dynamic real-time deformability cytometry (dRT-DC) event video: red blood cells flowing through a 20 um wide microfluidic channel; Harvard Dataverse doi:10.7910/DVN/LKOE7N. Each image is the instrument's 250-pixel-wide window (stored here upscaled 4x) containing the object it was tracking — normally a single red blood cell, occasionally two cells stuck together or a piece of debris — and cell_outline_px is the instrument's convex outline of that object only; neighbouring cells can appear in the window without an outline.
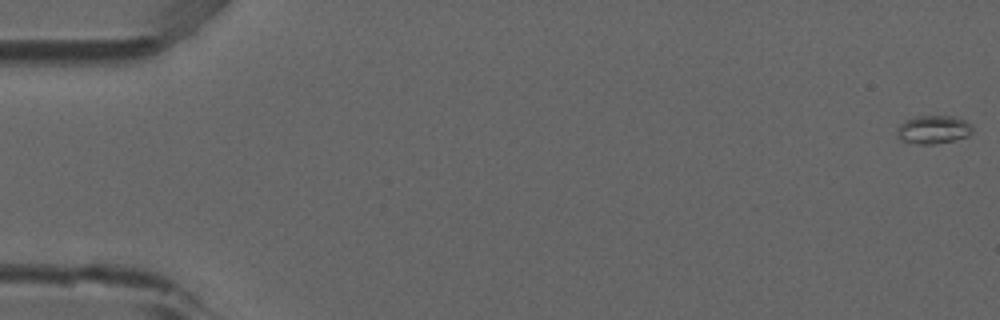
{"species": "common noctule bat (a hibernating species)", "species_latin": "Nyctalus noctula", "temperature_condition": "room temperature", "stored_images_in_passage": 5, "camera_frame_rate_fps": 3000, "um_per_image_px": 0.085, "animal": {"sex": "male", "forearm_length_mm": 52.5}, "frame": {"image": 1, "passage_image": 1, "time_ms": 0.0, "image_size_px": [1000, 320], "cell_outline_px": [[972, 132], [968, 136], [956, 140], [936, 144], [920, 144], [900, 140], [896, 132], [900, 124], [904, 120], [912, 116], [952, 116], [964, 120], [972, 124]], "centroid_in_image_um": [79.33, 11.01], "position_along_channel_um": 5.7, "area_um2": 12.6}}
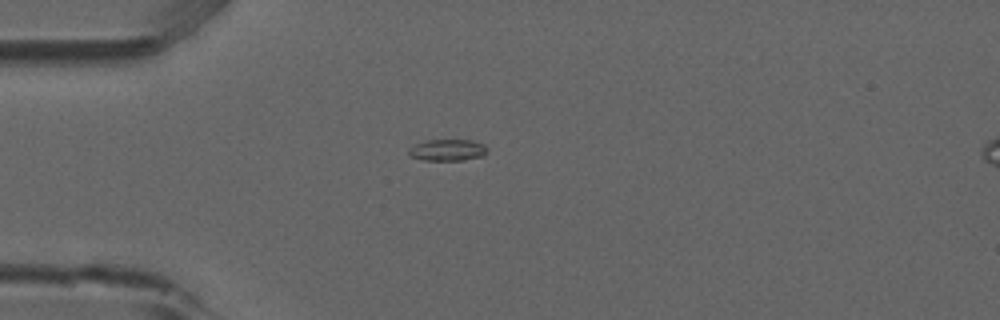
{"frame": {"image": 2, "passage_image": 5, "time_ms": 1.333, "image_size_px": [1000, 320], "cell_outline_px": [[488, 152], [484, 156], [464, 160], [424, 160], [408, 156], [408, 148], [416, 144], [428, 140], [472, 140], [484, 144], [488, 148]], "centroid_in_image_um": [38.06, 12.76], "position_along_channel_um": 46.9, "area_um2": 10.0}}